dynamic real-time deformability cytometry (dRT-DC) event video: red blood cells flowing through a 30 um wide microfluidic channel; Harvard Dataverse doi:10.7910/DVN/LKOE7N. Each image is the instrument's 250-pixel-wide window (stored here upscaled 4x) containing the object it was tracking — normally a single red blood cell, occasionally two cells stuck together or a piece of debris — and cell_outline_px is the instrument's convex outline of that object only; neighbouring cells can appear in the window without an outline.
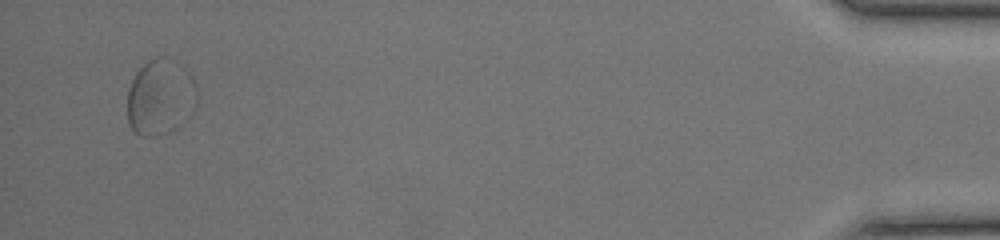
{"species": "common noctule bat (a hibernating species)", "species_latin": "Nyctalus noctula", "temperature_condition": "room temperature", "stored_images_in_passage": 42, "segment_of_instrument_passage": [2, 2], "camera_frame_rate_fps": 3000, "um_per_image_px": 0.085, "animal": {"sex": "female", "body_mass_g": 17.0, "forearm_length_mm": 48.0}, "frame": {"image": 1, "passage_image": 41, "time_ms": 13.333, "image_size_px": [1000, 240], "cell_outline_px": [[200, 96], [192, 116], [176, 128], [168, 132], [156, 136], [140, 136], [128, 124], [128, 88], [136, 72], [148, 60], [156, 56], [176, 60], [192, 76], [200, 88]], "centroid_in_image_um": [13.7, 8.26], "position_along_channel_um": 421.5, "area_um2": 31.67}}